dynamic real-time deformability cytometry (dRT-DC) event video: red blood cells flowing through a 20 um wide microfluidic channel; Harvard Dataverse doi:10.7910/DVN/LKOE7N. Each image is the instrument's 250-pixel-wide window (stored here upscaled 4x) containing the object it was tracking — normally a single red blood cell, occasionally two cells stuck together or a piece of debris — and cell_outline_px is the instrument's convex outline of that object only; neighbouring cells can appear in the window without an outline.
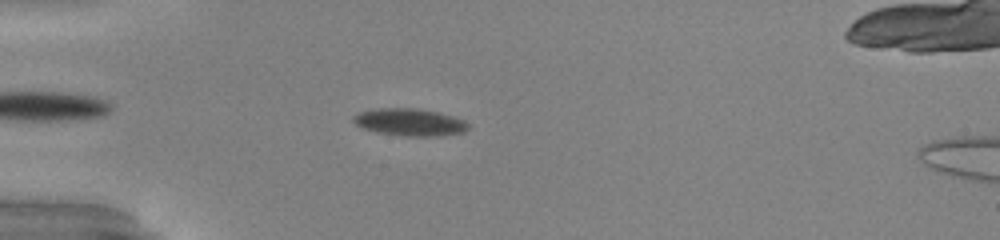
{"species": "common noctule bat (a hibernating species)", "species_latin": "Nyctalus noctula", "temperature_condition": "warm", "stored_images_in_passage": 42, "camera_frame_rate_fps": 3000, "um_per_image_px": 0.085, "animal": {"sex": "male", "body_mass_g": 20.0, "forearm_length_mm": 53.3}, "frame": {"image": 1, "passage_image": 7, "time_ms": 2.0, "image_size_px": [1000, 240], "cell_outline_px": [[468, 128], [464, 132], [428, 136], [408, 136], [380, 132], [364, 128], [356, 124], [352, 120], [352, 116], [360, 112], [380, 108], [416, 108], [440, 112], [464, 120], [468, 124]], "centroid_in_image_um": [34.83, 10.36], "position_along_channel_um": 50.2, "area_um2": 17.92}}
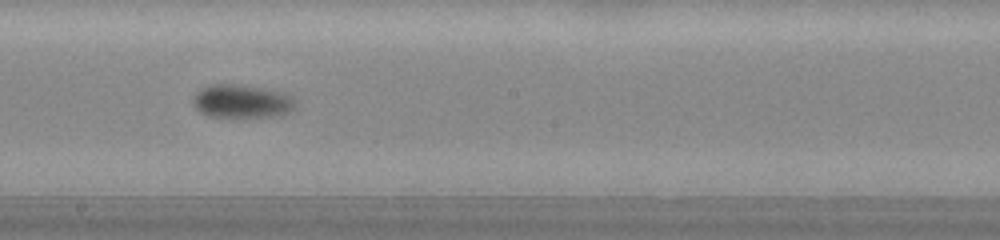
{"frame": {"image": 2, "passage_image": 22, "time_ms": 7.0, "image_size_px": [1000, 240], "cell_outline_px": [[292, 108], [288, 112], [272, 116], [208, 116], [200, 112], [192, 104], [192, 100], [196, 92], [200, 88], [212, 84], [232, 84], [260, 88], [280, 92], [292, 96]], "centroid_in_image_um": [20.45, 8.6], "position_along_channel_um": 227.8, "area_um2": 19.31}}
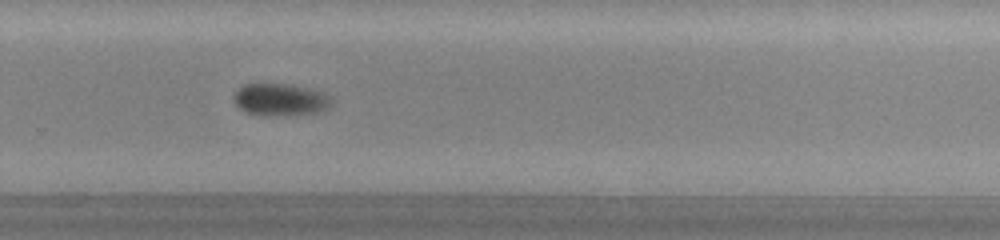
{"frame": {"image": 3, "passage_image": 28, "time_ms": 9.0, "image_size_px": [1000, 240], "cell_outline_px": [[332, 104], [316, 112], [268, 116], [264, 116], [244, 112], [236, 104], [236, 92], [244, 84], [288, 84], [308, 88], [324, 92], [332, 100]], "centroid_in_image_um": [23.82, 8.46], "position_along_channel_um": 306.0, "area_um2": 17.92}, "authors_computed_cell_mechanics": {"area_um2": 18.496, "velocity_mm_per_s": 3.9313, "shape_relaxation_time_tau1_ms": 4.7763, "shape_relaxation_time_tau2_ms": null, "deformation_change_tau1": 0.1285, "deformation_change_tau2": null}}